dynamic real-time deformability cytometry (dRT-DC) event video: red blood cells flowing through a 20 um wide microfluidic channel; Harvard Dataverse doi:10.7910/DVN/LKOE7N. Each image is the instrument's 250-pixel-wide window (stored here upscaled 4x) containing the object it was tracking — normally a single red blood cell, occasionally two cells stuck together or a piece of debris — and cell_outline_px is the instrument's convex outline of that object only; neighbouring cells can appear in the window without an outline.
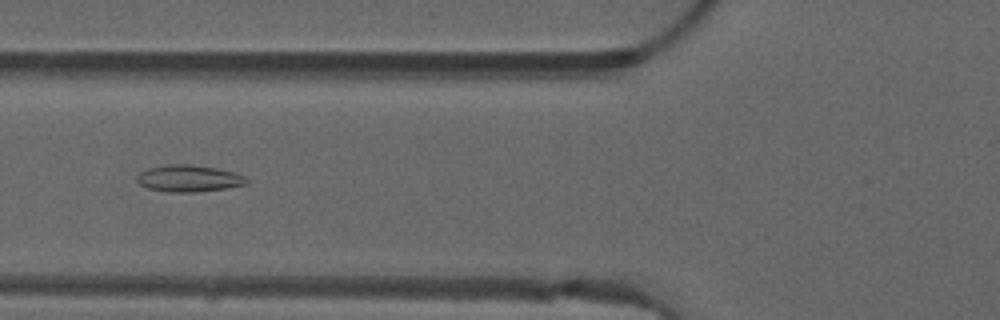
{"species": "common noctule bat (a hibernating species)", "species_latin": "Nyctalus noctula", "temperature_condition": "warm", "stored_images_in_passage": 51, "camera_frame_rate_fps": 3000, "um_per_image_px": 0.085, "animal": {"sex": "male", "forearm_length_mm": 52.5}, "frame": {"image": 1, "passage_image": 20, "time_ms": 6.333, "image_size_px": [1000, 320], "cell_outline_px": [[248, 184], [228, 188], [196, 192], [168, 192], [148, 188], [140, 184], [136, 180], [136, 176], [140, 172], [148, 168], [168, 164], [192, 164], [216, 168], [236, 172], [244, 176], [248, 180]], "centroid_in_image_um": [16.06, 15.16], "position_along_channel_um": 109.7, "area_um2": 17.28}}
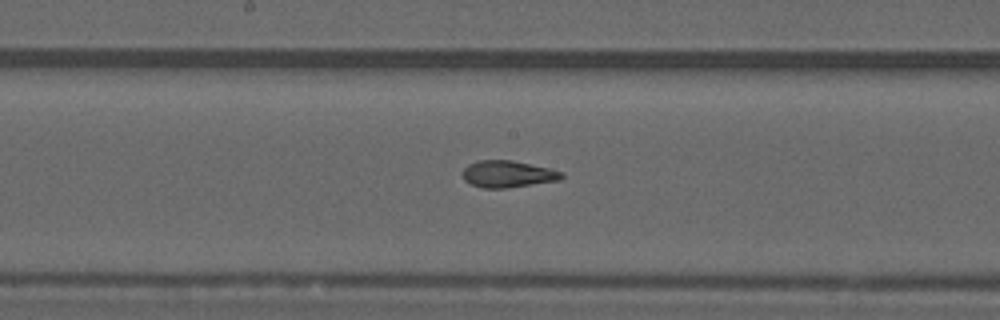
{"frame": {"image": 2, "passage_image": 27, "time_ms": 8.667, "image_size_px": [1000, 320], "cell_outline_px": [[564, 176], [560, 180], [508, 188], [484, 188], [472, 184], [464, 180], [464, 168], [468, 164], [480, 160], [512, 160], [548, 168], [564, 172]], "centroid_in_image_um": [43.19, 14.79], "position_along_channel_um": 205.0, "area_um2": 15.37}}
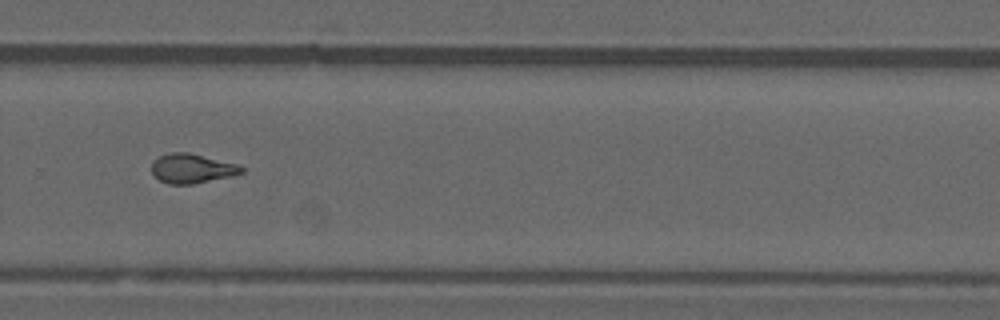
{"frame": {"image": 3, "passage_image": 35, "time_ms": 11.333, "image_size_px": [1000, 320], "cell_outline_px": [[244, 172], [232, 176], [192, 184], [168, 184], [160, 180], [152, 172], [152, 160], [160, 156], [172, 152], [188, 152], [236, 164], [244, 168]], "centroid_in_image_um": [16.3, 14.32], "position_along_channel_um": 313.5, "area_um2": 15.26}, "authors_computed_cell_mechanics": {"area_um2": 15.606, "velocity_mm_per_s": 4.0844, "shape_relaxation_time_tau1_ms": null, "shape_relaxation_time_tau2_ms": 1.502, "deformation_change_tau1": null, "deformation_change_tau2": 0.0882}}